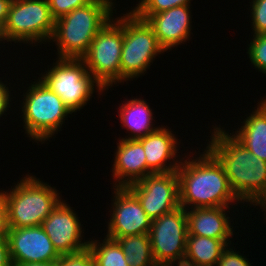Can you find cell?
<instances>
[{
    "label": "cell",
    "instance_id": "22",
    "mask_svg": "<svg viewBox=\"0 0 266 266\" xmlns=\"http://www.w3.org/2000/svg\"><path fill=\"white\" fill-rule=\"evenodd\" d=\"M116 241L130 266H158L152 254L149 233L120 237Z\"/></svg>",
    "mask_w": 266,
    "mask_h": 266
},
{
    "label": "cell",
    "instance_id": "10",
    "mask_svg": "<svg viewBox=\"0 0 266 266\" xmlns=\"http://www.w3.org/2000/svg\"><path fill=\"white\" fill-rule=\"evenodd\" d=\"M187 235L186 209L181 206L152 220L149 238L156 264L158 266L182 264L186 253Z\"/></svg>",
    "mask_w": 266,
    "mask_h": 266
},
{
    "label": "cell",
    "instance_id": "1",
    "mask_svg": "<svg viewBox=\"0 0 266 266\" xmlns=\"http://www.w3.org/2000/svg\"><path fill=\"white\" fill-rule=\"evenodd\" d=\"M228 133L214 126L206 149L223 165L230 186L240 202L261 205L266 200V161L252 154Z\"/></svg>",
    "mask_w": 266,
    "mask_h": 266
},
{
    "label": "cell",
    "instance_id": "18",
    "mask_svg": "<svg viewBox=\"0 0 266 266\" xmlns=\"http://www.w3.org/2000/svg\"><path fill=\"white\" fill-rule=\"evenodd\" d=\"M229 207H203L186 210L188 235H198L214 239H230L233 226L225 211ZM232 227V228H231Z\"/></svg>",
    "mask_w": 266,
    "mask_h": 266
},
{
    "label": "cell",
    "instance_id": "30",
    "mask_svg": "<svg viewBox=\"0 0 266 266\" xmlns=\"http://www.w3.org/2000/svg\"><path fill=\"white\" fill-rule=\"evenodd\" d=\"M9 230L7 203L3 196L2 190L0 192V236H6Z\"/></svg>",
    "mask_w": 266,
    "mask_h": 266
},
{
    "label": "cell",
    "instance_id": "25",
    "mask_svg": "<svg viewBox=\"0 0 266 266\" xmlns=\"http://www.w3.org/2000/svg\"><path fill=\"white\" fill-rule=\"evenodd\" d=\"M248 46L247 53L252 65L266 74V33L253 35V39Z\"/></svg>",
    "mask_w": 266,
    "mask_h": 266
},
{
    "label": "cell",
    "instance_id": "8",
    "mask_svg": "<svg viewBox=\"0 0 266 266\" xmlns=\"http://www.w3.org/2000/svg\"><path fill=\"white\" fill-rule=\"evenodd\" d=\"M115 20L111 19L96 34L87 54L82 58L88 72L105 90L120 82L123 16Z\"/></svg>",
    "mask_w": 266,
    "mask_h": 266
},
{
    "label": "cell",
    "instance_id": "26",
    "mask_svg": "<svg viewBox=\"0 0 266 266\" xmlns=\"http://www.w3.org/2000/svg\"><path fill=\"white\" fill-rule=\"evenodd\" d=\"M250 3L253 35L266 33V0H252Z\"/></svg>",
    "mask_w": 266,
    "mask_h": 266
},
{
    "label": "cell",
    "instance_id": "3",
    "mask_svg": "<svg viewBox=\"0 0 266 266\" xmlns=\"http://www.w3.org/2000/svg\"><path fill=\"white\" fill-rule=\"evenodd\" d=\"M113 0H92L55 20L51 37L58 58L82 59L96 34L112 19ZM54 39V40H53Z\"/></svg>",
    "mask_w": 266,
    "mask_h": 266
},
{
    "label": "cell",
    "instance_id": "19",
    "mask_svg": "<svg viewBox=\"0 0 266 266\" xmlns=\"http://www.w3.org/2000/svg\"><path fill=\"white\" fill-rule=\"evenodd\" d=\"M257 110H253L233 136L252 154L266 161V99L258 102Z\"/></svg>",
    "mask_w": 266,
    "mask_h": 266
},
{
    "label": "cell",
    "instance_id": "11",
    "mask_svg": "<svg viewBox=\"0 0 266 266\" xmlns=\"http://www.w3.org/2000/svg\"><path fill=\"white\" fill-rule=\"evenodd\" d=\"M127 188L138 198L151 220L180 206L179 178L176 171L147 175Z\"/></svg>",
    "mask_w": 266,
    "mask_h": 266
},
{
    "label": "cell",
    "instance_id": "32",
    "mask_svg": "<svg viewBox=\"0 0 266 266\" xmlns=\"http://www.w3.org/2000/svg\"><path fill=\"white\" fill-rule=\"evenodd\" d=\"M9 93L11 92H9L8 86L6 87L0 80V117L7 111V108L11 106L9 105L11 101Z\"/></svg>",
    "mask_w": 266,
    "mask_h": 266
},
{
    "label": "cell",
    "instance_id": "36",
    "mask_svg": "<svg viewBox=\"0 0 266 266\" xmlns=\"http://www.w3.org/2000/svg\"><path fill=\"white\" fill-rule=\"evenodd\" d=\"M260 207L263 209V211H265L266 212V200L260 205ZM266 214V213H265ZM265 219H266V217H265Z\"/></svg>",
    "mask_w": 266,
    "mask_h": 266
},
{
    "label": "cell",
    "instance_id": "35",
    "mask_svg": "<svg viewBox=\"0 0 266 266\" xmlns=\"http://www.w3.org/2000/svg\"><path fill=\"white\" fill-rule=\"evenodd\" d=\"M5 40L7 41V38L4 32V24L0 22V41H5Z\"/></svg>",
    "mask_w": 266,
    "mask_h": 266
},
{
    "label": "cell",
    "instance_id": "4",
    "mask_svg": "<svg viewBox=\"0 0 266 266\" xmlns=\"http://www.w3.org/2000/svg\"><path fill=\"white\" fill-rule=\"evenodd\" d=\"M2 193L7 203L9 228L39 226L61 202L54 187L29 174L12 190Z\"/></svg>",
    "mask_w": 266,
    "mask_h": 266
},
{
    "label": "cell",
    "instance_id": "14",
    "mask_svg": "<svg viewBox=\"0 0 266 266\" xmlns=\"http://www.w3.org/2000/svg\"><path fill=\"white\" fill-rule=\"evenodd\" d=\"M41 226L60 255L74 254L89 246L90 241H82L80 220L65 200H61Z\"/></svg>",
    "mask_w": 266,
    "mask_h": 266
},
{
    "label": "cell",
    "instance_id": "16",
    "mask_svg": "<svg viewBox=\"0 0 266 266\" xmlns=\"http://www.w3.org/2000/svg\"><path fill=\"white\" fill-rule=\"evenodd\" d=\"M114 156L112 172L116 187H127L153 174L147 168L143 146L137 139L121 138Z\"/></svg>",
    "mask_w": 266,
    "mask_h": 266
},
{
    "label": "cell",
    "instance_id": "37",
    "mask_svg": "<svg viewBox=\"0 0 266 266\" xmlns=\"http://www.w3.org/2000/svg\"><path fill=\"white\" fill-rule=\"evenodd\" d=\"M177 266H191V265H188L186 263H182V264H177Z\"/></svg>",
    "mask_w": 266,
    "mask_h": 266
},
{
    "label": "cell",
    "instance_id": "29",
    "mask_svg": "<svg viewBox=\"0 0 266 266\" xmlns=\"http://www.w3.org/2000/svg\"><path fill=\"white\" fill-rule=\"evenodd\" d=\"M228 247L229 245L223 250L216 266H252L245 256Z\"/></svg>",
    "mask_w": 266,
    "mask_h": 266
},
{
    "label": "cell",
    "instance_id": "6",
    "mask_svg": "<svg viewBox=\"0 0 266 266\" xmlns=\"http://www.w3.org/2000/svg\"><path fill=\"white\" fill-rule=\"evenodd\" d=\"M162 52L165 50L146 20L140 19L132 11L123 14L120 83L145 74L153 58Z\"/></svg>",
    "mask_w": 266,
    "mask_h": 266
},
{
    "label": "cell",
    "instance_id": "7",
    "mask_svg": "<svg viewBox=\"0 0 266 266\" xmlns=\"http://www.w3.org/2000/svg\"><path fill=\"white\" fill-rule=\"evenodd\" d=\"M40 80L65 103L71 113L82 109L94 92L105 89L93 78L82 59H62L43 74Z\"/></svg>",
    "mask_w": 266,
    "mask_h": 266
},
{
    "label": "cell",
    "instance_id": "31",
    "mask_svg": "<svg viewBox=\"0 0 266 266\" xmlns=\"http://www.w3.org/2000/svg\"><path fill=\"white\" fill-rule=\"evenodd\" d=\"M0 266H12L7 236H0Z\"/></svg>",
    "mask_w": 266,
    "mask_h": 266
},
{
    "label": "cell",
    "instance_id": "21",
    "mask_svg": "<svg viewBox=\"0 0 266 266\" xmlns=\"http://www.w3.org/2000/svg\"><path fill=\"white\" fill-rule=\"evenodd\" d=\"M230 239L187 235L184 262L191 266H216Z\"/></svg>",
    "mask_w": 266,
    "mask_h": 266
},
{
    "label": "cell",
    "instance_id": "9",
    "mask_svg": "<svg viewBox=\"0 0 266 266\" xmlns=\"http://www.w3.org/2000/svg\"><path fill=\"white\" fill-rule=\"evenodd\" d=\"M54 25L55 19L47 0H13L4 32L7 42L36 44L48 40L50 42Z\"/></svg>",
    "mask_w": 266,
    "mask_h": 266
},
{
    "label": "cell",
    "instance_id": "5",
    "mask_svg": "<svg viewBox=\"0 0 266 266\" xmlns=\"http://www.w3.org/2000/svg\"><path fill=\"white\" fill-rule=\"evenodd\" d=\"M38 80L31 83L23 95L22 119L25 134L36 142L44 143L61 130L63 120L72 113L56 93Z\"/></svg>",
    "mask_w": 266,
    "mask_h": 266
},
{
    "label": "cell",
    "instance_id": "28",
    "mask_svg": "<svg viewBox=\"0 0 266 266\" xmlns=\"http://www.w3.org/2000/svg\"><path fill=\"white\" fill-rule=\"evenodd\" d=\"M58 266H95L93 255L89 248L74 253L61 255Z\"/></svg>",
    "mask_w": 266,
    "mask_h": 266
},
{
    "label": "cell",
    "instance_id": "24",
    "mask_svg": "<svg viewBox=\"0 0 266 266\" xmlns=\"http://www.w3.org/2000/svg\"><path fill=\"white\" fill-rule=\"evenodd\" d=\"M191 0H140L137 7L131 11L135 15H153L171 9L172 7L190 5Z\"/></svg>",
    "mask_w": 266,
    "mask_h": 266
},
{
    "label": "cell",
    "instance_id": "15",
    "mask_svg": "<svg viewBox=\"0 0 266 266\" xmlns=\"http://www.w3.org/2000/svg\"><path fill=\"white\" fill-rule=\"evenodd\" d=\"M189 5L172 7L153 15H136L152 27L159 45L165 50L189 40L191 29V12Z\"/></svg>",
    "mask_w": 266,
    "mask_h": 266
},
{
    "label": "cell",
    "instance_id": "23",
    "mask_svg": "<svg viewBox=\"0 0 266 266\" xmlns=\"http://www.w3.org/2000/svg\"><path fill=\"white\" fill-rule=\"evenodd\" d=\"M91 240L89 250L91 251L95 266H130L125 260V254L120 244L108 237L101 242Z\"/></svg>",
    "mask_w": 266,
    "mask_h": 266
},
{
    "label": "cell",
    "instance_id": "17",
    "mask_svg": "<svg viewBox=\"0 0 266 266\" xmlns=\"http://www.w3.org/2000/svg\"><path fill=\"white\" fill-rule=\"evenodd\" d=\"M171 132L165 126H161L155 132L137 139L143 146L147 168L153 174L176 171L181 164V159L175 161L176 155L178 157L177 144L179 143H177V138ZM171 160H173V163Z\"/></svg>",
    "mask_w": 266,
    "mask_h": 266
},
{
    "label": "cell",
    "instance_id": "34",
    "mask_svg": "<svg viewBox=\"0 0 266 266\" xmlns=\"http://www.w3.org/2000/svg\"><path fill=\"white\" fill-rule=\"evenodd\" d=\"M12 266H58V261L55 262H35V263H24Z\"/></svg>",
    "mask_w": 266,
    "mask_h": 266
},
{
    "label": "cell",
    "instance_id": "12",
    "mask_svg": "<svg viewBox=\"0 0 266 266\" xmlns=\"http://www.w3.org/2000/svg\"><path fill=\"white\" fill-rule=\"evenodd\" d=\"M113 188V213L110 214L106 237L116 240L120 237L149 233L152 220L143 210L138 198L127 187Z\"/></svg>",
    "mask_w": 266,
    "mask_h": 266
},
{
    "label": "cell",
    "instance_id": "27",
    "mask_svg": "<svg viewBox=\"0 0 266 266\" xmlns=\"http://www.w3.org/2000/svg\"><path fill=\"white\" fill-rule=\"evenodd\" d=\"M51 14L55 20L70 13L76 8L85 6L92 0H47Z\"/></svg>",
    "mask_w": 266,
    "mask_h": 266
},
{
    "label": "cell",
    "instance_id": "2",
    "mask_svg": "<svg viewBox=\"0 0 266 266\" xmlns=\"http://www.w3.org/2000/svg\"><path fill=\"white\" fill-rule=\"evenodd\" d=\"M192 158L191 161L183 158L176 170L181 207L186 210L229 207L231 203L240 201L230 186L223 165L208 149L200 157Z\"/></svg>",
    "mask_w": 266,
    "mask_h": 266
},
{
    "label": "cell",
    "instance_id": "33",
    "mask_svg": "<svg viewBox=\"0 0 266 266\" xmlns=\"http://www.w3.org/2000/svg\"><path fill=\"white\" fill-rule=\"evenodd\" d=\"M12 1L13 0H0V22L3 24H5L8 18L9 8Z\"/></svg>",
    "mask_w": 266,
    "mask_h": 266
},
{
    "label": "cell",
    "instance_id": "13",
    "mask_svg": "<svg viewBox=\"0 0 266 266\" xmlns=\"http://www.w3.org/2000/svg\"><path fill=\"white\" fill-rule=\"evenodd\" d=\"M6 236L12 265L55 262L61 257L41 225L9 228Z\"/></svg>",
    "mask_w": 266,
    "mask_h": 266
},
{
    "label": "cell",
    "instance_id": "20",
    "mask_svg": "<svg viewBox=\"0 0 266 266\" xmlns=\"http://www.w3.org/2000/svg\"><path fill=\"white\" fill-rule=\"evenodd\" d=\"M120 121L127 131H131L129 137L123 139H139L158 129L152 125L153 113L144 99H130L120 106Z\"/></svg>",
    "mask_w": 266,
    "mask_h": 266
}]
</instances>
